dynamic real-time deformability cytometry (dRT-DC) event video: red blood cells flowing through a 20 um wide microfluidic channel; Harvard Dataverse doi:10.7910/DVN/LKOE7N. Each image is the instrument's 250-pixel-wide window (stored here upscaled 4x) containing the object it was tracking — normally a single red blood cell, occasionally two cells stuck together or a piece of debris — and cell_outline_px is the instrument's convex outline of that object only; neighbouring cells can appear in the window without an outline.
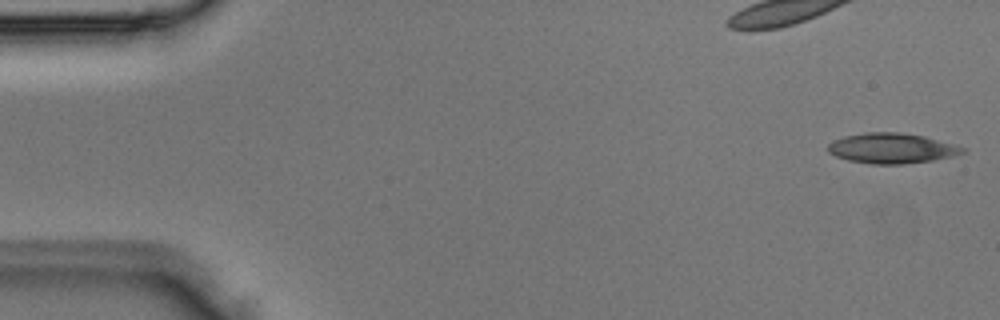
{"species": "Egyptian fruit bat (a non-hibernating species)", "species_latin": "Rousettus aegyptiacus", "temperature_condition": "room temperature", "stored_images_in_passage": 4, "camera_frame_rate_fps": 3000, "um_per_image_px": 0.085, "animal": {"sex": "male"}, "frame": {"image": 1, "passage_image": 1, "time_ms": 0.0, "image_size_px": [1000, 320], "cell_outline_px": [[968, 152], [952, 156], [932, 160], [900, 164], [872, 164], [848, 160], [836, 156], [828, 152], [828, 144], [832, 140], [844, 136], [864, 132], [900, 132], [924, 136], [956, 144], [968, 148]], "centroid_in_image_um": [75.83, 12.59], "position_along_channel_um": 9.2, "area_um2": 23.93}}